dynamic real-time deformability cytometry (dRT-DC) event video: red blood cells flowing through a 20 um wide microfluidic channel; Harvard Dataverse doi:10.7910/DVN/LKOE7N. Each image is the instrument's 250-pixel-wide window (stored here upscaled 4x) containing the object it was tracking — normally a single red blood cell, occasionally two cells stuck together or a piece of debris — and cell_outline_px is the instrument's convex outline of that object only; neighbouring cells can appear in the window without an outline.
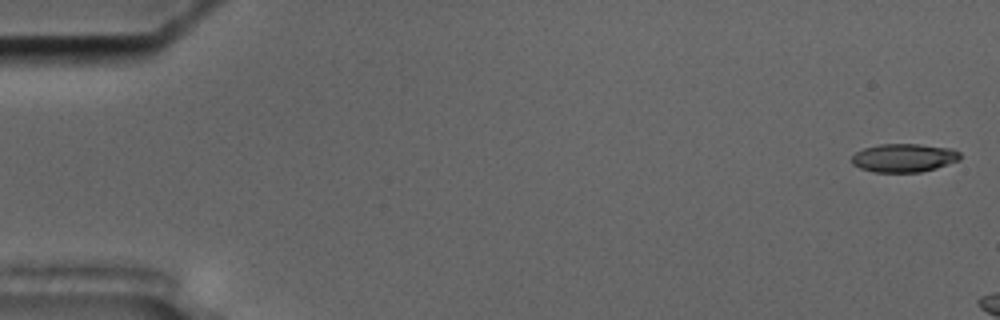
{"species": "common noctule bat (a hibernating species)", "species_latin": "Nyctalus noctula", "temperature_condition": "cold", "stored_images_in_passage": 7, "camera_frame_rate_fps": 3000, "um_per_image_px": 0.085, "animal": {"sex": "male", "body_mass_g": 17.5, "forearm_length_mm": 52.3}, "frame": {"image": 1, "passage_image": 2, "time_ms": 0.333, "image_size_px": [1000, 320], "cell_outline_px": [[960, 160], [936, 168], [920, 172], [872, 172], [860, 168], [852, 164], [852, 156], [856, 152], [864, 148], [880, 144], [916, 144], [952, 148], [960, 152]], "centroid_in_image_um": [76.83, 13.42], "position_along_channel_um": 8.2, "area_um2": 17.98}}